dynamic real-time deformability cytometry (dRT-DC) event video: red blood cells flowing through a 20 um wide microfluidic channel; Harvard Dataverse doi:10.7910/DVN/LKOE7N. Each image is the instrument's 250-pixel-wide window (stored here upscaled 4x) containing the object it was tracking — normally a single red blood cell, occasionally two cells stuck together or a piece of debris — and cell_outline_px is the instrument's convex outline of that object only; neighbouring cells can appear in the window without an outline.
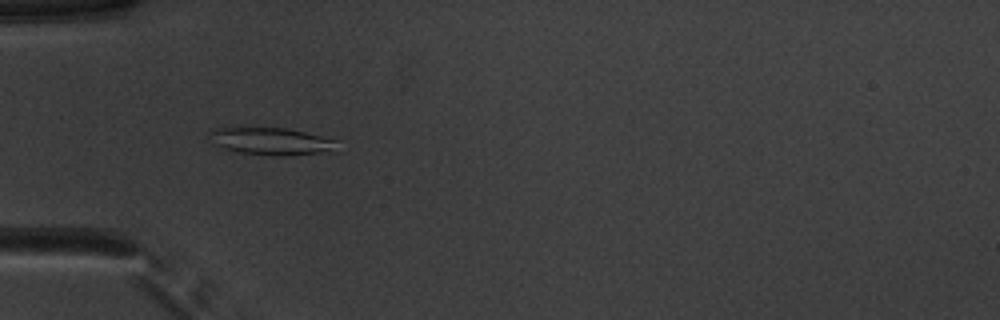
{"species": "common noctule bat (a hibernating species)", "species_latin": "Nyctalus noctula", "temperature_condition": "warm", "stored_images_in_passage": 51, "camera_frame_rate_fps": 3000, "um_per_image_px": 0.085, "animal": {"sex": "male", "body_mass_g": 20.1, "forearm_length_mm": 53.5}, "frame": {"image": 1, "passage_image": 16, "time_ms": 5.0, "image_size_px": [1000, 320], "cell_outline_px": [[340, 140], [336, 152], [284, 156], [276, 156], [240, 152], [220, 148], [212, 144], [208, 132], [216, 128], [288, 128]], "centroid_in_image_um": [23.14, 12.02], "position_along_channel_um": 61.9, "area_um2": 20.81}}
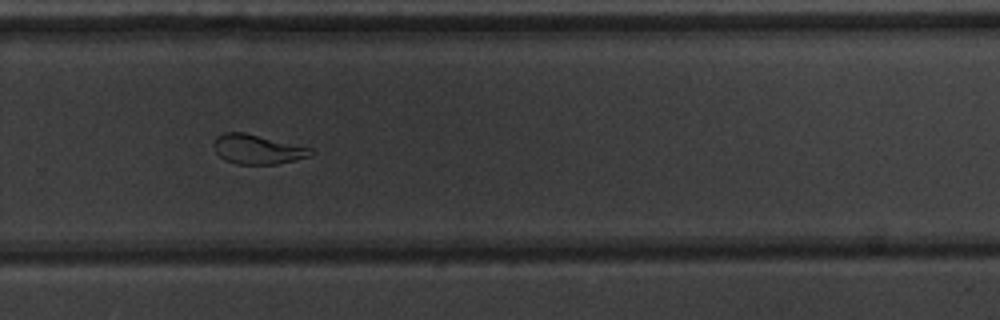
{"frame": {"image": 2, "passage_image": 35, "time_ms": 11.333, "image_size_px": [1000, 320], "cell_outline_px": [[316, 152], [312, 156], [276, 164], [236, 164], [224, 160], [216, 152], [212, 144], [216, 136], [224, 132], [244, 132], [312, 148]], "centroid_in_image_um": [21.88, 12.69], "position_along_channel_um": 307.9, "area_um2": 16.82}}
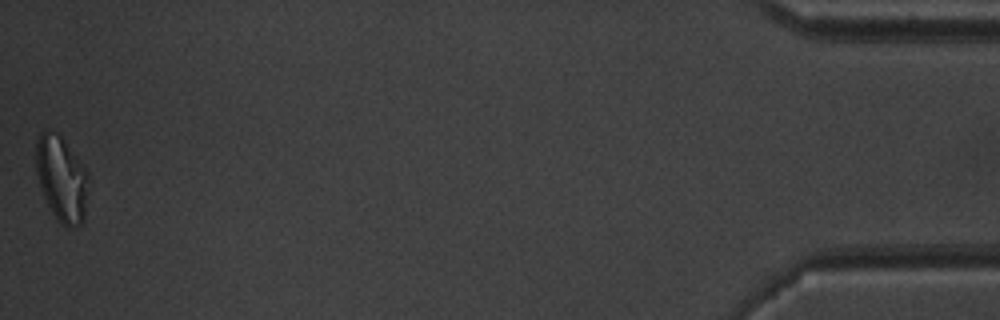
{"frame": {"image": 3, "passage_image": 51, "time_ms": 16.667, "image_size_px": [1000, 320], "cell_outline_px": [[88, 176], [84, 220], [76, 228], [68, 228], [60, 224], [52, 212], [44, 196], [36, 172], [36, 144], [40, 132], [48, 128], [56, 132], [60, 136], [88, 172]], "centroid_in_image_um": [5.22, 15.21], "position_along_channel_um": 430.0, "area_um2": 25.89}, "authors_computed_cell_mechanics": {"area_um2": 20.0566, "velocity_mm_per_s": 3.933, "shape_relaxation_time_tau1_ms": 4.5571, "shape_relaxation_time_tau2_ms": 1.5603, "deformation_change_tau1": 0.1496, "deformation_change_tau2": 0.0675}}